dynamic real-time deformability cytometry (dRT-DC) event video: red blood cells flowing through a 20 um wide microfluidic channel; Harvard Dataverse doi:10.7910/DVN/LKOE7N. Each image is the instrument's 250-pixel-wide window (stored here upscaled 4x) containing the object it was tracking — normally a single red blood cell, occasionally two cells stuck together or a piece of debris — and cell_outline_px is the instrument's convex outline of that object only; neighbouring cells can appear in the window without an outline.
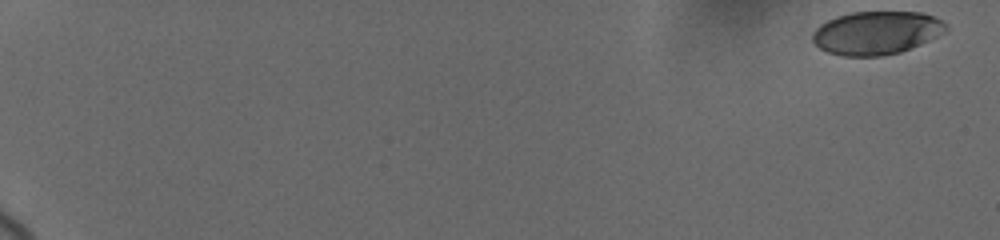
{"species": "human", "species_latin": "Homo sapiens", "temperature_condition": "cold", "stored_images_in_passage": 21, "camera_frame_rate_fps": 3000, "um_per_image_px": 0.085, "donor": {"sex": "female"}, "frame": {"image": 1, "passage_image": 1, "time_ms": 0.0, "image_size_px": [1000, 240], "cell_outline_px": [[948, 28], [944, 32], [920, 44], [900, 52], [880, 56], [844, 56], [828, 52], [820, 48], [812, 40], [812, 32], [820, 24], [836, 16], [852, 12], [920, 12], [932, 16], [948, 24]], "centroid_in_image_um": [74.47, 2.79], "position_along_channel_um": 10.5, "area_um2": 33.47}}
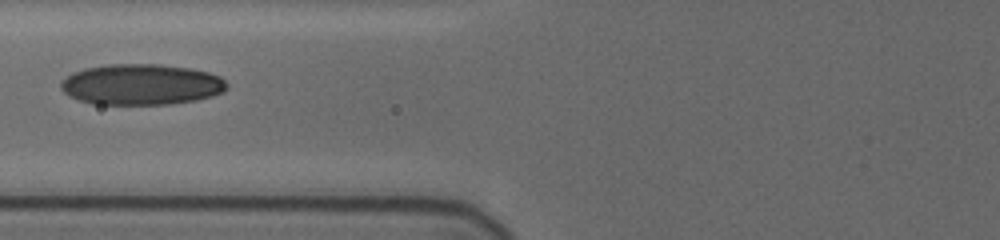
{"frame": {"image": 2, "passage_image": 15, "time_ms": 8.667, "image_size_px": [1000, 240], "cell_outline_px": [[228, 88], [224, 92], [212, 96], [196, 100], [168, 104], [92, 104], [80, 100], [64, 92], [60, 88], [60, 80], [72, 72], [84, 68], [108, 64], [160, 64], [192, 68], [208, 72], [220, 76], [228, 84]], "centroid_in_image_um": [12.02, 7.17], "position_along_channel_um": 113.8, "area_um2": 39.82}}
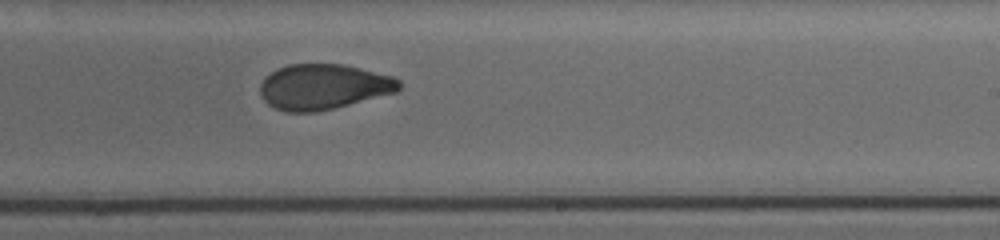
{"frame": {"image": 3, "passage_image": 21, "time_ms": 12.667, "image_size_px": [1000, 240], "cell_outline_px": [[400, 88], [396, 92], [332, 108], [312, 112], [284, 112], [268, 104], [264, 100], [260, 92], [260, 84], [276, 68], [288, 64], [340, 64], [360, 68], [392, 76], [400, 80]], "centroid_in_image_um": [27.47, 7.37], "position_along_channel_um": 261.5, "area_um2": 36.36}}